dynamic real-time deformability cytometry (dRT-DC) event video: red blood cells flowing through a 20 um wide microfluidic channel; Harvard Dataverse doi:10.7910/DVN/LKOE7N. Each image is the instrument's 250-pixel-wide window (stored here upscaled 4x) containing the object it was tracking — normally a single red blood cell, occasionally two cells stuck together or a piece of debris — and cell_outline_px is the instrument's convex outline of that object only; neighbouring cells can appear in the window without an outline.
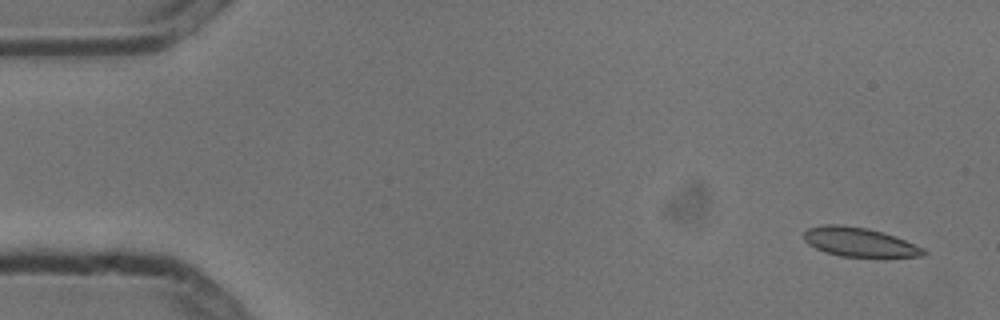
{"species": "common noctule bat (a hibernating species)", "species_latin": "Nyctalus noctula", "temperature_condition": "cold", "stored_images_in_passage": 7, "camera_frame_rate_fps": 3000, "um_per_image_px": 0.085, "animal": {"sex": "male", "body_mass_g": 13.3}, "frame": {"image": 1, "passage_image": 1, "time_ms": 0.0, "image_size_px": [1000, 320], "cell_outline_px": [[928, 252], [924, 256], [884, 260], [840, 256], [824, 252], [808, 244], [804, 240], [804, 232], [808, 228], [820, 224], [844, 224], [868, 228], [884, 232], [896, 236], [924, 248]], "centroid_in_image_um": [73.13, 20.62], "position_along_channel_um": 11.9, "area_um2": 21.62}}
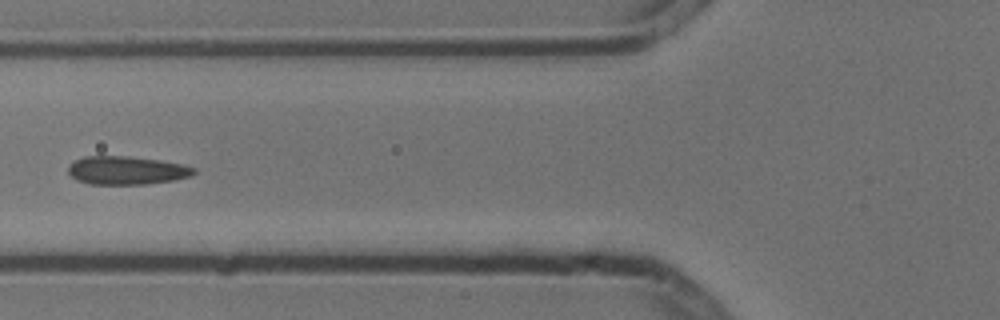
{"frame": {"image": 2, "passage_image": 6, "time_ms": 1.667, "image_size_px": [1000, 320], "cell_outline_px": [[196, 172], [192, 176], [172, 180], [148, 184], [88, 184], [76, 180], [68, 172], [68, 168], [76, 160], [84, 156], [128, 156], [160, 160], [184, 164], [196, 168]], "centroid_in_image_um": [10.8, 14.48], "position_along_channel_um": 115.0, "area_um2": 20.81}}
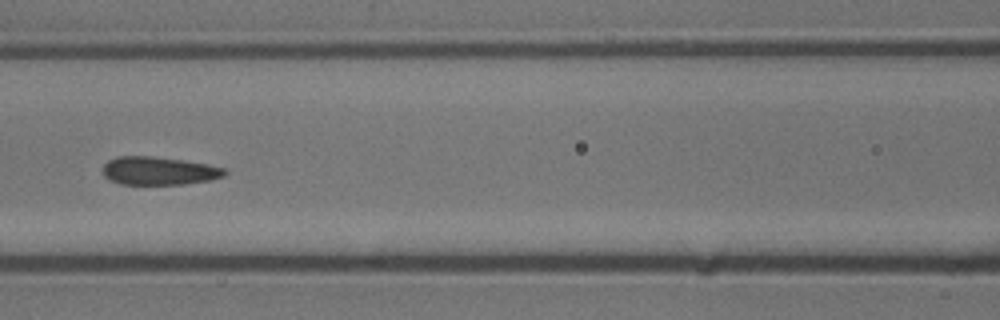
{"frame": {"image": 3, "passage_image": 7, "time_ms": 2.0, "image_size_px": [1000, 320], "cell_outline_px": [[228, 172], [224, 176], [212, 180], [184, 184], [120, 184], [104, 176], [104, 164], [108, 160], [116, 156], [152, 156], [208, 164], [228, 168]], "centroid_in_image_um": [13.56, 14.52], "position_along_channel_um": 153.0, "area_um2": 20.06}}